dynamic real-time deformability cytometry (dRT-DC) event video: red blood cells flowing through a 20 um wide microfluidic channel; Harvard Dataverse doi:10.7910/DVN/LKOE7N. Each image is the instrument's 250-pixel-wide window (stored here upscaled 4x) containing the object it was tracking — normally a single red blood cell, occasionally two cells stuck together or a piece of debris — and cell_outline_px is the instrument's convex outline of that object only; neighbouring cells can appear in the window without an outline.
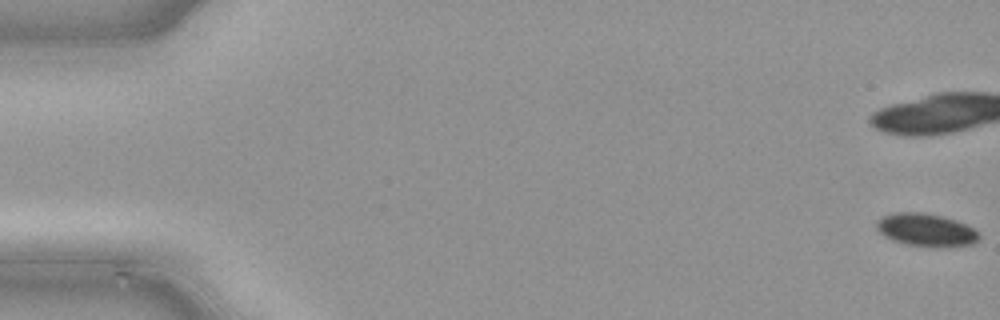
{"species": "common noctule bat (a hibernating species)", "species_latin": "Nyctalus noctula", "temperature_condition": "cold", "stored_images_in_passage": 14, "camera_frame_rate_fps": 3000, "um_per_image_px": 0.085, "animal": {"sex": "male", "body_mass_g": 21.5, "forearm_length_mm": 52.0}, "frame": {"image": 1, "passage_image": 1, "time_ms": 0.0, "image_size_px": [1000, 320], "cell_outline_px": [[980, 236], [972, 244], [908, 244], [892, 240], [880, 232], [876, 228], [876, 224], [884, 216], [896, 212], [924, 212], [944, 216], [956, 220], [972, 228]], "centroid_in_image_um": [78.67, 19.48], "position_along_channel_um": 6.3, "area_um2": 18.5}}